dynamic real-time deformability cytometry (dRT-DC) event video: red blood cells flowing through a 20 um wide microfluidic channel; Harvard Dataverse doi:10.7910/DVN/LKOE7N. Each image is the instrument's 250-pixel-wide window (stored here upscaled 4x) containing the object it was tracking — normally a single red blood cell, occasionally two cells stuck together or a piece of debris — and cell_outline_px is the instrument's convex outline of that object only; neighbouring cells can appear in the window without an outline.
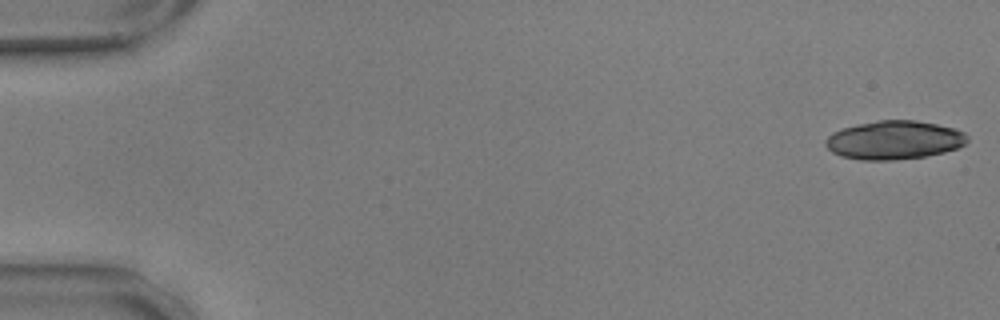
{"species": "common noctule bat (a hibernating species)", "species_latin": "Nyctalus noctula", "temperature_condition": "warm", "stored_images_in_passage": 15, "camera_frame_rate_fps": 3000, "um_per_image_px": 0.085, "animal": {"sex": "male", "body_mass_g": 17.9, "forearm_length_mm": 54.2}, "frame": {"image": 1, "passage_image": 1, "time_ms": 0.0, "image_size_px": [1000, 320], "cell_outline_px": [[968, 140], [964, 144], [956, 148], [944, 152], [924, 156], [896, 160], [860, 160], [840, 156], [832, 152], [824, 144], [824, 140], [832, 132], [844, 128], [860, 124], [880, 120], [916, 120], [956, 128], [964, 132], [968, 136]], "centroid_in_image_um": [76.0, 11.91], "position_along_channel_um": 9.0, "area_um2": 31.91}}
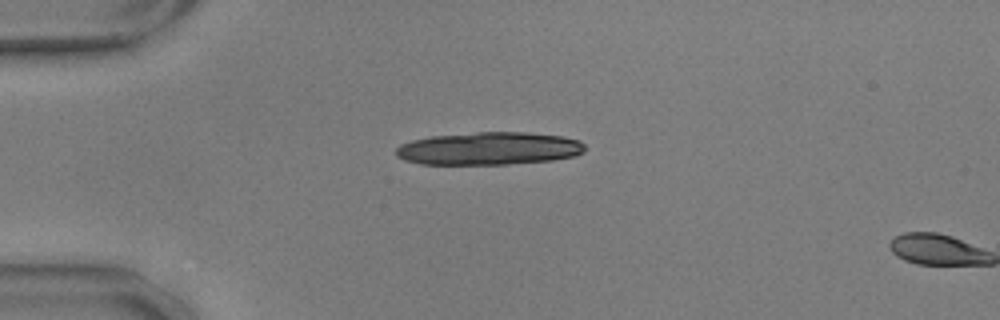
{"frame": {"image": 2, "passage_image": 14, "time_ms": 4.333, "image_size_px": [1000, 320], "cell_outline_px": [[584, 152], [576, 156], [552, 160], [504, 164], [420, 164], [404, 160], [396, 156], [396, 148], [400, 144], [412, 140], [432, 136], [476, 132], [528, 132], [560, 136], [580, 140], [584, 144]], "centroid_in_image_um": [41.56, 12.62], "position_along_channel_um": 43.4, "area_um2": 36.18}}